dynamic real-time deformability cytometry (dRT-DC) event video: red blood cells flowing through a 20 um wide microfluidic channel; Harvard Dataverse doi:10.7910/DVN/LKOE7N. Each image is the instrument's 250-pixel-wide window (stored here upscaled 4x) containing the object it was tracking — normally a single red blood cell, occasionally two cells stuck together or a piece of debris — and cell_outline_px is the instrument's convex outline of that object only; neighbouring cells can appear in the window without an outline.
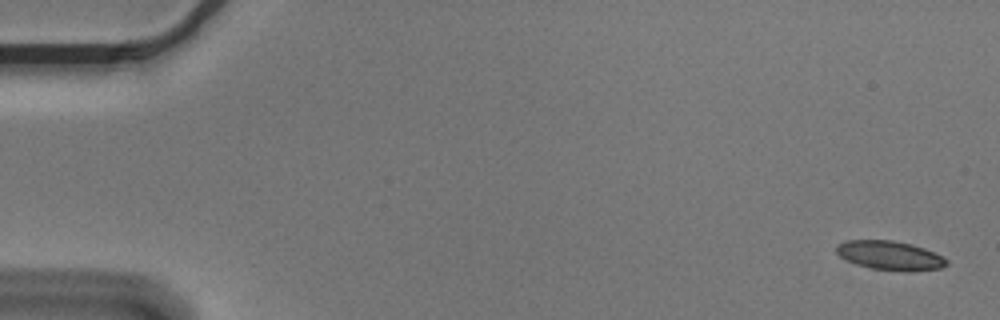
{"species": "Egyptian fruit bat (a non-hibernating species)", "species_latin": "Rousettus aegyptiacus", "temperature_condition": "cold", "stored_images_in_passage": 11, "camera_frame_rate_fps": 3000, "um_per_image_px": 0.085, "animal": {"sex": "male"}, "frame": {"image": 1, "passage_image": 1, "time_ms": 0.0, "image_size_px": [1000, 320], "cell_outline_px": [[948, 264], [940, 268], [908, 272], [904, 272], [868, 268], [856, 264], [840, 256], [836, 252], [836, 244], [848, 240], [892, 240], [912, 244], [924, 248], [948, 260]], "centroid_in_image_um": [75.63, 21.72], "position_along_channel_um": 9.4, "area_um2": 18.73}}
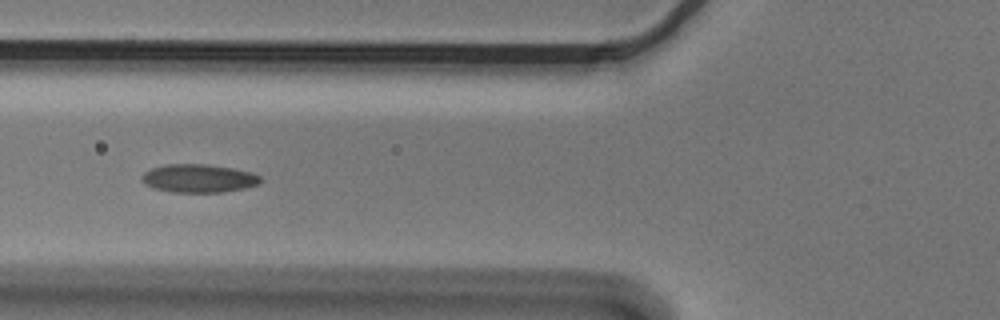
{"frame": {"image": 2, "passage_image": 6, "time_ms": 1.667, "image_size_px": [1000, 320], "cell_outline_px": [[260, 180], [256, 184], [244, 188], [220, 192], [172, 192], [152, 188], [144, 184], [140, 180], [140, 176], [144, 172], [152, 168], [168, 164], [208, 164], [232, 168], [252, 172], [260, 176]], "centroid_in_image_um": [16.82, 15.15], "position_along_channel_um": 109.0, "area_um2": 19.54}}
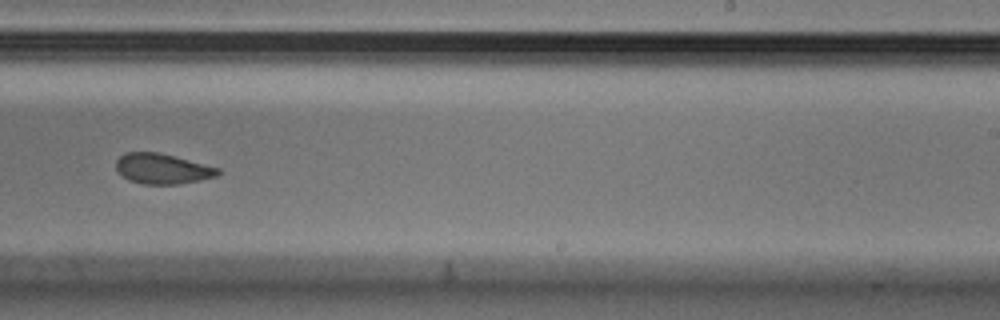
{"frame": {"image": 3, "passage_image": 10, "time_ms": 3.0, "image_size_px": [1000, 320], "cell_outline_px": [[220, 172], [216, 176], [200, 180], [180, 184], [144, 184], [128, 180], [116, 172], [116, 160], [124, 152], [160, 152], [220, 168]], "centroid_in_image_um": [13.77, 14.34], "position_along_channel_um": 275.2, "area_um2": 18.15}}